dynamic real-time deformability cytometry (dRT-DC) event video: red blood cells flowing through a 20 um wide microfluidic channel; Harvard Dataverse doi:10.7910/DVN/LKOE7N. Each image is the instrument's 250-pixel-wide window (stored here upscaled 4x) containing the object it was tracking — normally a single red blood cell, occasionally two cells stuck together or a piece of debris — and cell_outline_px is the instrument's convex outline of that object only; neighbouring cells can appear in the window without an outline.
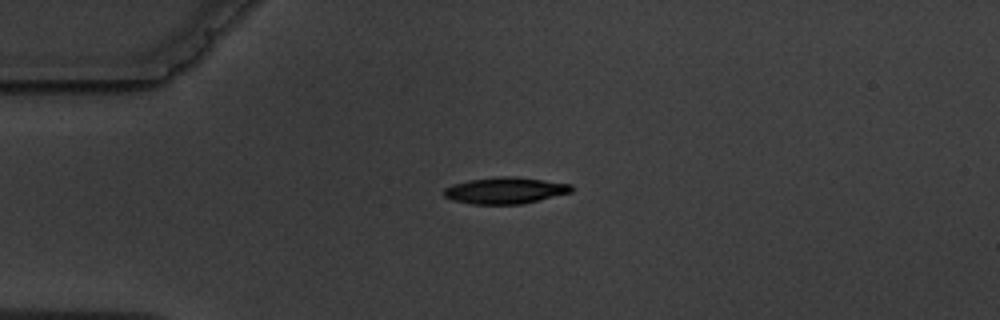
{"species": "common noctule bat (a hibernating species)", "species_latin": "Nyctalus noctula", "temperature_condition": "warm", "stored_images_in_passage": 4, "camera_frame_rate_fps": 3000, "um_per_image_px": 0.085, "animal": {"sex": "male", "body_mass_g": 19.5, "forearm_length_mm": 54.6}, "frame": {"image": 1, "passage_image": 4, "time_ms": 4.333, "image_size_px": [1000, 320], "cell_outline_px": [[576, 188], [572, 192], [520, 204], [472, 204], [452, 200], [444, 196], [444, 188], [452, 184], [468, 180], [500, 176], [512, 176], [544, 180], [572, 184]], "centroid_in_image_um": [42.95, 16.18], "position_along_channel_um": 42.1, "area_um2": 19.71}}